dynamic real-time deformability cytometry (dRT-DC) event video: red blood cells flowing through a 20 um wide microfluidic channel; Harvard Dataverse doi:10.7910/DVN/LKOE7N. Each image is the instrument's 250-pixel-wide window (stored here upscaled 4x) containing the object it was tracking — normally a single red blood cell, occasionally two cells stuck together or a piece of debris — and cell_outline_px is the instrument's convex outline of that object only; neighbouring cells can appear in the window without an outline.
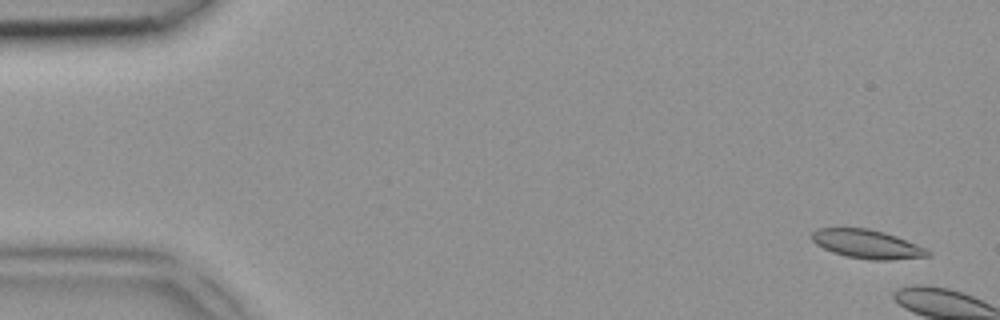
{"species": "common noctule bat (a hibernating species)", "species_latin": "Nyctalus noctula", "temperature_condition": "room temperature", "stored_images_in_passage": 5, "camera_frame_rate_fps": 3000, "um_per_image_px": 0.085, "animal": {"sex": "female", "body_mass_g": 18.4}, "frame": {"image": 1, "passage_image": 1, "time_ms": 0.0, "image_size_px": [1000, 320], "cell_outline_px": [[932, 256], [888, 260], [872, 260], [848, 256], [832, 252], [816, 244], [812, 240], [812, 232], [816, 228], [868, 228], [884, 232], [896, 236], [916, 244], [932, 252]], "centroid_in_image_um": [73.71, 20.74], "position_along_channel_um": 11.3, "area_um2": 19.31}}
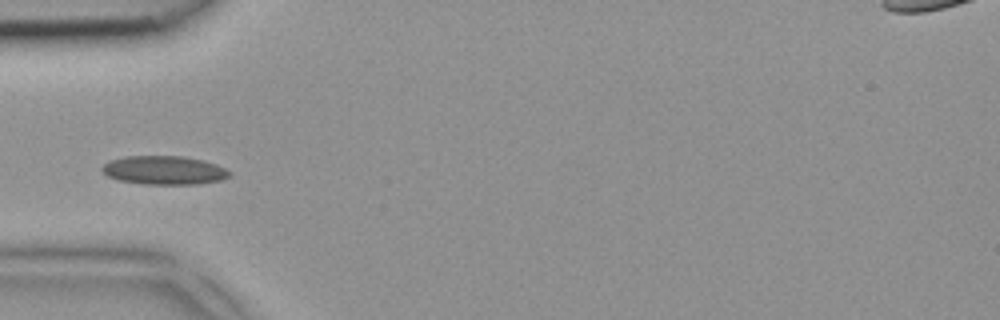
{"frame": {"image": 2, "passage_image": 5, "time_ms": 1.333, "image_size_px": [1000, 320], "cell_outline_px": [[232, 176], [224, 180], [196, 184], [144, 184], [116, 180], [108, 176], [100, 168], [104, 164], [112, 160], [124, 156], [184, 156], [204, 160], [216, 164], [232, 172]], "centroid_in_image_um": [13.99, 14.47], "position_along_channel_um": 71.0, "area_um2": 21.5}}